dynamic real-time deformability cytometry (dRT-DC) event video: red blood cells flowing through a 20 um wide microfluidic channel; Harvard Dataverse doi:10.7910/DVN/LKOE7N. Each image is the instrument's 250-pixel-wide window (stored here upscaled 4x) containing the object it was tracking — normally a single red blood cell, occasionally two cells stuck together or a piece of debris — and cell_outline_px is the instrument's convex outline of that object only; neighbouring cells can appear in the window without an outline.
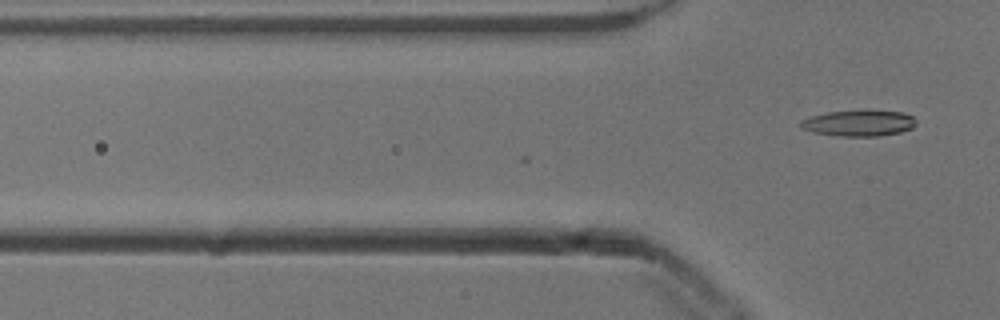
{"species": "common noctule bat (a hibernating species)", "species_latin": "Nyctalus noctula", "temperature_condition": "cold", "stored_images_in_passage": 3, "camera_frame_rate_fps": 3000, "um_per_image_px": 0.085, "animal": {"sex": "male", "body_mass_g": 13.3}, "frame": {"image": 1, "passage_image": 3, "time_ms": 0.667, "image_size_px": [1000, 320], "cell_outline_px": [[916, 124], [912, 128], [900, 132], [876, 136], [840, 136], [812, 132], [800, 128], [800, 120], [812, 116], [828, 112], [904, 112], [912, 116], [916, 120]], "centroid_in_image_um": [72.98, 10.49], "position_along_channel_um": 52.8, "area_um2": 16.99}}